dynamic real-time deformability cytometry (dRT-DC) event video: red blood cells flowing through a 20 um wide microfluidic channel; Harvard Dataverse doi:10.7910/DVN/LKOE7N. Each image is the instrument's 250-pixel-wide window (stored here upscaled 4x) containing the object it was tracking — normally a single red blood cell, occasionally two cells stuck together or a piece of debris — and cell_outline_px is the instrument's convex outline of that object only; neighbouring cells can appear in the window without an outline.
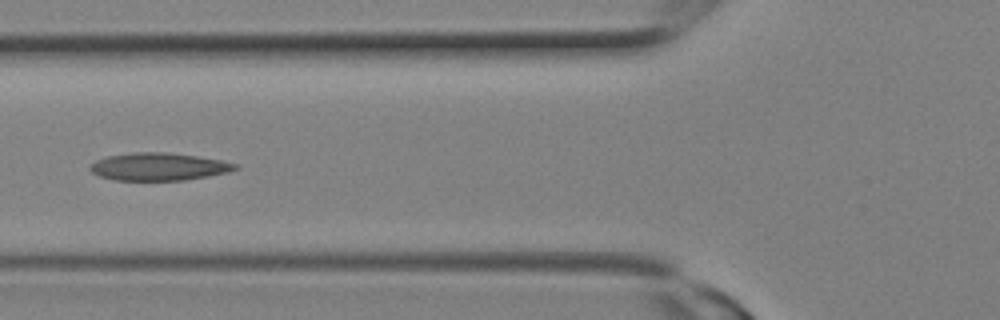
{"species": "Egyptian fruit bat (a non-hibernating species)", "species_latin": "Rousettus aegyptiacus", "temperature_condition": "room temperature", "stored_images_in_passage": 11, "camera_frame_rate_fps": 3000, "um_per_image_px": 0.085, "animal": {"sex": "female"}, "frame": {"image": 1, "passage_image": 10, "time_ms": 3.0, "image_size_px": [1000, 320], "cell_outline_px": [[240, 168], [228, 172], [208, 176], [184, 180], [112, 180], [100, 176], [92, 172], [88, 168], [96, 160], [108, 156], [132, 152], [164, 152], [196, 156], [220, 160], [240, 164]], "centroid_in_image_um": [13.5, 14.17], "position_along_channel_um": 112.3, "area_um2": 23.35}}